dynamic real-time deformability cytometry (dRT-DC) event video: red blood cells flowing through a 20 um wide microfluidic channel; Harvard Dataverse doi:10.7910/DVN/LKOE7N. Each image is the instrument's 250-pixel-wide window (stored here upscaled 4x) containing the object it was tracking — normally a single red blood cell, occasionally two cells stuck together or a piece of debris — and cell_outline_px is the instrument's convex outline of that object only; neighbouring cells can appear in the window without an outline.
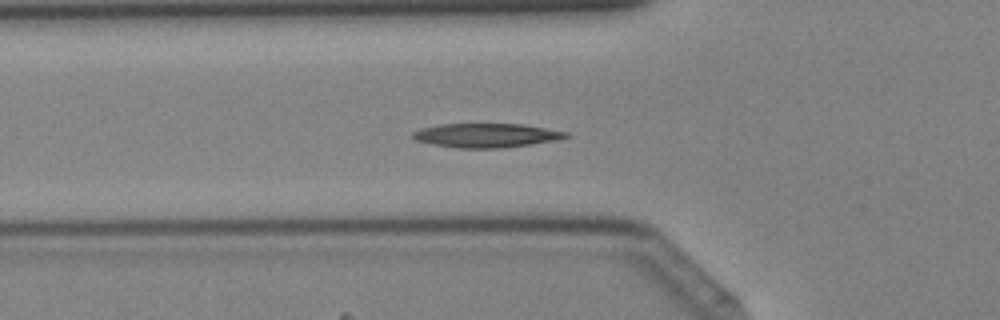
{"species": "Egyptian fruit bat (a non-hibernating species)", "species_latin": "Rousettus aegyptiacus", "temperature_condition": "cold", "stored_images_in_passage": 42, "camera_frame_rate_fps": 3000, "um_per_image_px": 0.085, "animal": {"sex": "female"}, "frame": {"image": 1, "passage_image": 15, "time_ms": 4.667, "image_size_px": [1000, 320], "cell_outline_px": [[572, 136], [560, 140], [532, 144], [500, 148], [460, 148], [432, 144], [416, 140], [412, 136], [412, 132], [420, 128], [440, 124], [524, 124], [568, 132]], "centroid_in_image_um": [41.39, 11.5], "position_along_channel_um": 84.4, "area_um2": 21.62}}
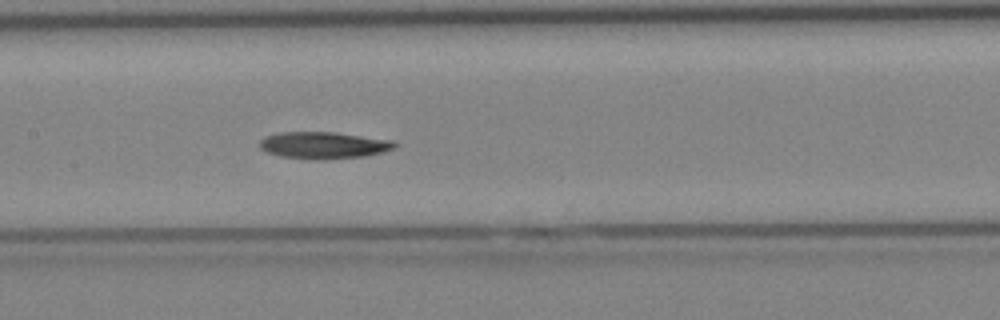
{"frame": {"image": 2, "passage_image": 21, "time_ms": 6.667, "image_size_px": [1000, 320], "cell_outline_px": [[396, 148], [364, 156], [324, 160], [308, 160], [280, 156], [268, 152], [260, 148], [260, 140], [264, 136], [280, 132], [336, 132], [396, 140]], "centroid_in_image_um": [27.52, 12.34], "position_along_channel_um": 179.9, "area_um2": 21.44}}
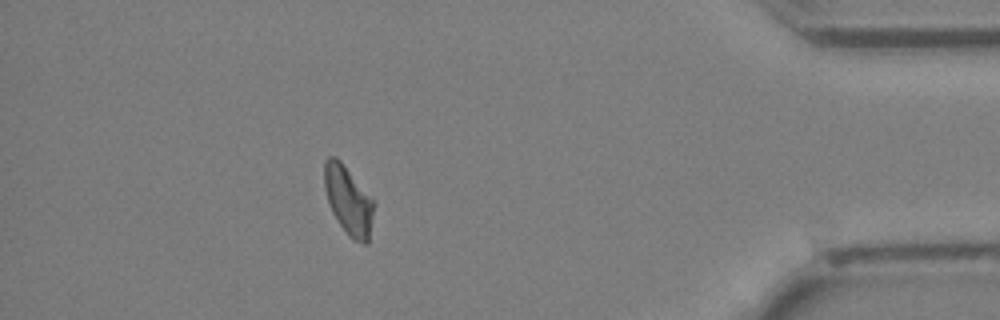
{"frame": {"image": 3, "passage_image": 38, "time_ms": 12.333, "image_size_px": [1000, 320], "cell_outline_px": [[372, 216], [368, 244], [364, 244], [352, 240], [348, 236], [332, 212], [328, 204], [324, 188], [324, 160], [328, 156], [336, 156], [340, 160], [372, 200]], "centroid_in_image_um": [29.55, 17.04], "position_along_channel_um": 405.6, "area_um2": 19.36}}